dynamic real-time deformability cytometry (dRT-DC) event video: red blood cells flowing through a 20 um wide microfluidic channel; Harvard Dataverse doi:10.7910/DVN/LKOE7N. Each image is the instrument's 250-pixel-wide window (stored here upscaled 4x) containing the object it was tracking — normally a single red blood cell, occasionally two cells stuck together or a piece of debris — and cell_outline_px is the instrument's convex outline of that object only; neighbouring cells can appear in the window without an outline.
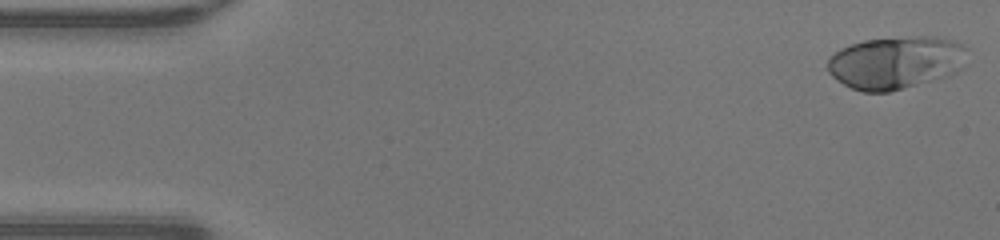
{"species": "human", "species_latin": "Homo sapiens", "temperature_condition": "warm", "stored_images_in_passage": 48, "camera_frame_rate_fps": 3000, "um_per_image_px": 0.085, "donor": {"sex": "male"}, "frame": {"image": 1, "passage_image": 1, "time_ms": 0.0, "image_size_px": [1000, 240], "cell_outline_px": [[964, 48], [956, 72], [888, 92], [864, 92], [852, 88], [844, 84], [832, 76], [828, 72], [828, 60], [840, 48], [864, 40], [920, 36], [924, 36], [948, 40], [960, 44]], "centroid_in_image_um": [76.0, 5.32], "position_along_channel_um": 9.0, "area_um2": 41.27}}
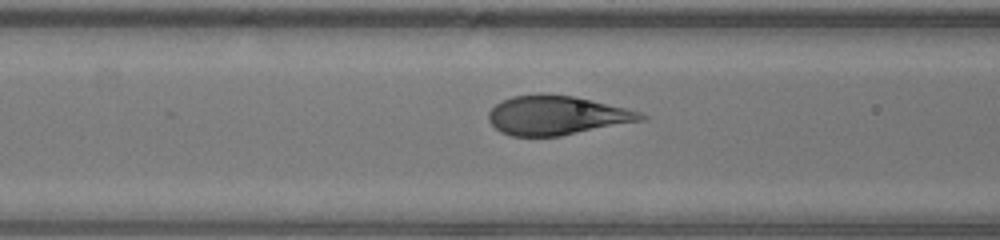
{"frame": {"image": 2, "passage_image": 18, "time_ms": 5.667, "image_size_px": [1000, 240], "cell_outline_px": [[648, 116], [644, 120], [560, 136], [512, 136], [500, 132], [488, 120], [488, 112], [496, 104], [512, 96], [540, 92], [576, 96], [640, 112]], "centroid_in_image_um": [47.3, 9.79], "position_along_channel_um": 119.3, "area_um2": 34.85}}
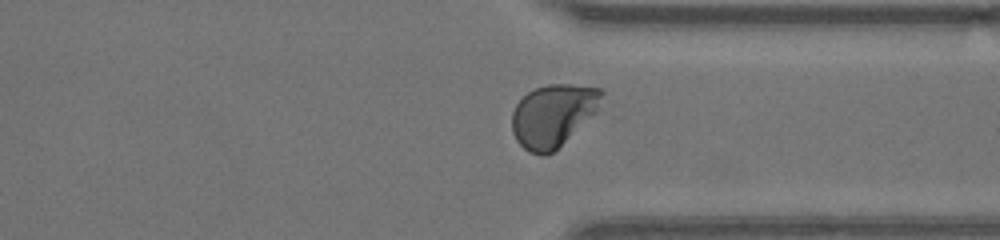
{"frame": {"image": 3, "passage_image": 35, "time_ms": 11.333, "image_size_px": [1000, 240], "cell_outline_px": [[604, 92], [596, 112], [552, 152], [544, 156], [540, 156], [528, 152], [516, 140], [512, 132], [512, 112], [516, 104], [528, 92], [536, 88], [548, 84], [568, 84], [600, 88]], "centroid_in_image_um": [46.98, 9.81], "position_along_channel_um": 364.4, "area_um2": 32.31}, "authors_computed_cell_mechanics": {"area_um2": 36.9342, "velocity_mm_per_s": 4.3344, "shape_relaxation_time_tau1_ms": 3.0063, "shape_relaxation_time_tau2_ms": null, "deformation_change_tau1": 0.2119, "deformation_change_tau2": null}}